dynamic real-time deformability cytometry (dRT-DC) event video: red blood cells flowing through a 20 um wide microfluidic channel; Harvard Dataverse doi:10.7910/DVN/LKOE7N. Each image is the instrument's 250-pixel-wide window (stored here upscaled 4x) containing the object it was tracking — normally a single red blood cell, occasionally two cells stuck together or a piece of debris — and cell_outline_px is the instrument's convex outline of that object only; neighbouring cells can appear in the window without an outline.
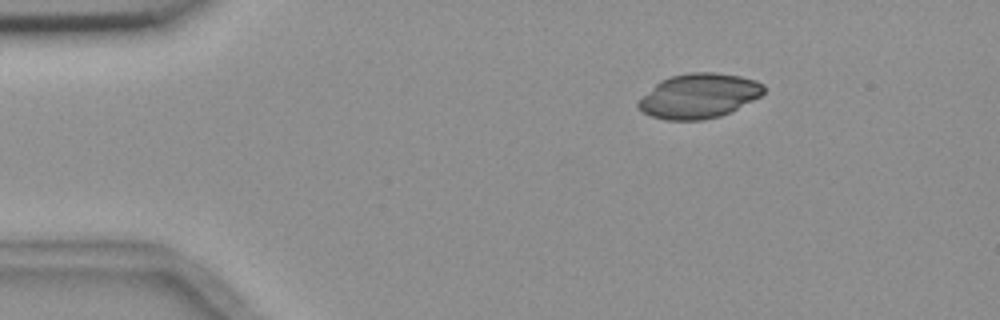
{"species": "common noctule bat (a hibernating species)", "species_latin": "Nyctalus noctula", "temperature_condition": "room temperature", "stored_images_in_passage": 3, "camera_frame_rate_fps": 3000, "um_per_image_px": 0.085, "animal": {"sex": "female", "body_mass_g": 18.4}, "frame": {"image": 1, "passage_image": 1, "time_ms": 0.0, "image_size_px": [1000, 320], "cell_outline_px": [[764, 92], [760, 96], [720, 116], [704, 120], [664, 120], [652, 116], [636, 108], [636, 104], [660, 80], [672, 76], [688, 72], [712, 72], [740, 76], [756, 80], [764, 84]], "centroid_in_image_um": [59.4, 8.15], "position_along_channel_um": 25.6, "area_um2": 32.37}}